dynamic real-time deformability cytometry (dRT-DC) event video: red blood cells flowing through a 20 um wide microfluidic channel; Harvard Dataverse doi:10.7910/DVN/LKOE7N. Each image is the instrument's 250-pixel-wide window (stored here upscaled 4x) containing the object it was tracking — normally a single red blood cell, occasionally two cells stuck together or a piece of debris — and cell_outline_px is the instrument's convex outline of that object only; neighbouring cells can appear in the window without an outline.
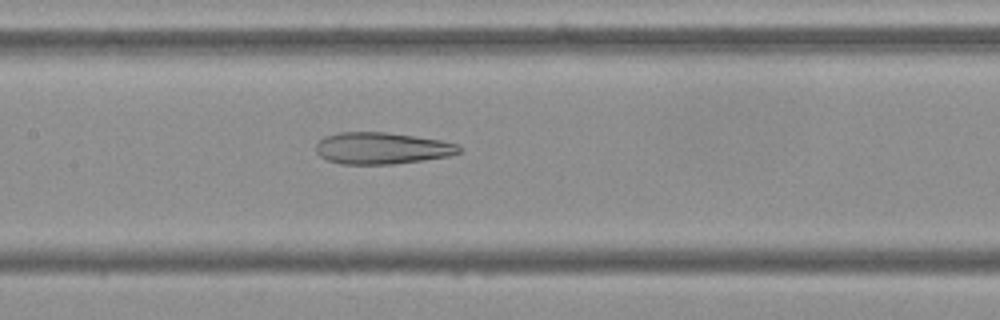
{"species": "Egyptian fruit bat (a non-hibernating species)", "species_latin": "Rousettus aegyptiacus", "temperature_condition": "cold", "stored_images_in_passage": 54, "camera_frame_rate_fps": 3000, "um_per_image_px": 0.085, "frame": {"image": 1, "passage_image": 25, "time_ms": 8.0, "image_size_px": [1000, 320], "cell_outline_px": [[460, 152], [448, 156], [424, 160], [392, 164], [340, 164], [328, 160], [320, 156], [316, 152], [316, 144], [324, 136], [340, 132], [384, 132], [440, 140], [456, 144], [460, 148]], "centroid_in_image_um": [32.41, 12.6], "position_along_channel_um": 175.0, "area_um2": 26.24}}
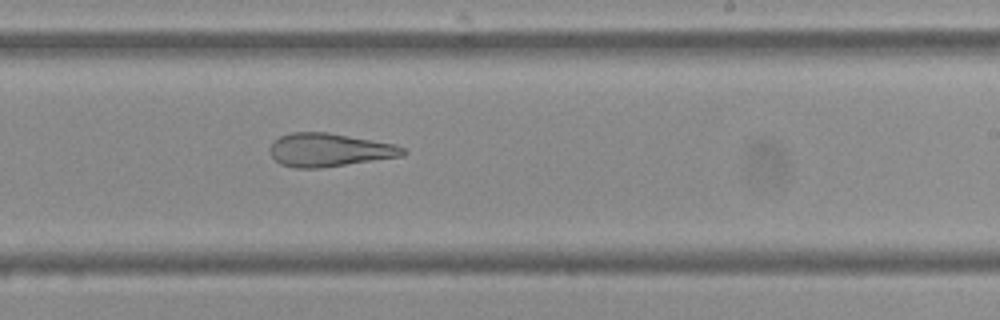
{"frame": {"image": 2, "passage_image": 32, "time_ms": 10.333, "image_size_px": [1000, 320], "cell_outline_px": [[408, 152], [404, 156], [324, 168], [296, 168], [280, 164], [268, 152], [268, 148], [272, 140], [280, 136], [292, 132], [328, 132], [396, 144], [404, 148]], "centroid_in_image_um": [27.99, 12.75], "position_along_channel_um": 261.0, "area_um2": 26.3}}
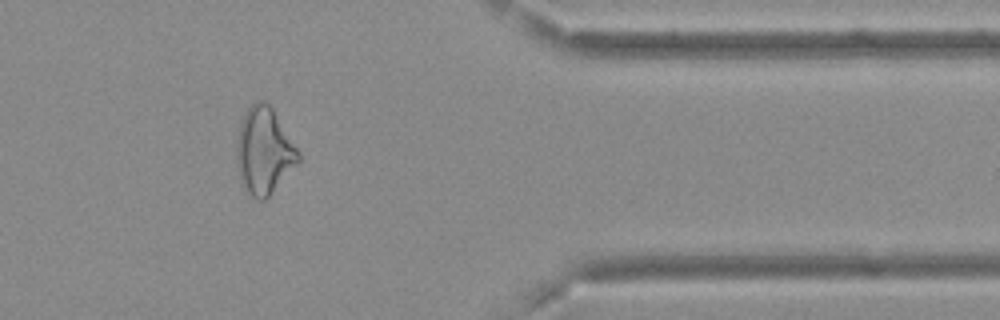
{"frame": {"image": 3, "passage_image": 44, "time_ms": 14.333, "image_size_px": [1000, 320], "cell_outline_px": [[300, 160], [268, 196], [264, 200], [256, 200], [244, 192], [240, 184], [236, 156], [236, 144], [240, 120], [244, 112], [256, 100], [264, 100], [272, 108], [300, 152]], "centroid_in_image_um": [22.4, 12.84], "position_along_channel_um": 389.0, "area_um2": 31.33}}